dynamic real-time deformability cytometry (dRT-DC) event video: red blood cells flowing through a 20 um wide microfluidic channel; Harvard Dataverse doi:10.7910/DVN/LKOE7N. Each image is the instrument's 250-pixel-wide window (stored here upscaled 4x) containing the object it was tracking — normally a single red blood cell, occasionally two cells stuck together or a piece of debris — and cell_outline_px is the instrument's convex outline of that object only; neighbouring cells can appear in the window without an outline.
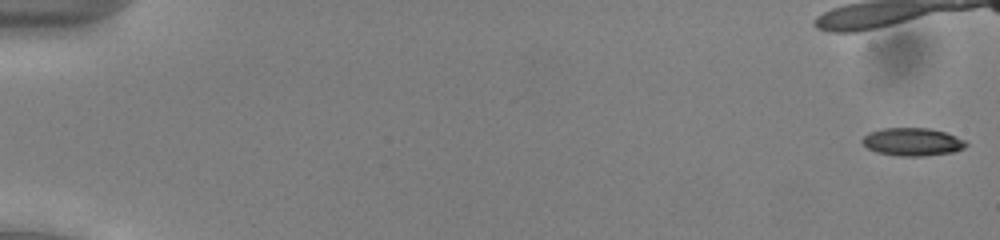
{"species": "common noctule bat (a hibernating species)", "species_latin": "Nyctalus noctula", "temperature_condition": "cold", "stored_images_in_passage": 44, "camera_frame_rate_fps": 3000, "um_per_image_px": 0.085, "animal": {"sex": "male", "body_mass_g": 13.0, "forearm_length_mm": 53.1}, "frame": {"image": 1, "passage_image": 1, "time_ms": 0.0, "image_size_px": [1000, 240], "cell_outline_px": [[968, 144], [964, 148], [956, 152], [924, 156], [896, 156], [876, 152], [868, 148], [860, 140], [868, 132], [884, 128], [928, 128], [944, 132], [956, 136], [964, 140]], "centroid_in_image_um": [77.56, 12.06], "position_along_channel_um": 7.4, "area_um2": 16.99}}